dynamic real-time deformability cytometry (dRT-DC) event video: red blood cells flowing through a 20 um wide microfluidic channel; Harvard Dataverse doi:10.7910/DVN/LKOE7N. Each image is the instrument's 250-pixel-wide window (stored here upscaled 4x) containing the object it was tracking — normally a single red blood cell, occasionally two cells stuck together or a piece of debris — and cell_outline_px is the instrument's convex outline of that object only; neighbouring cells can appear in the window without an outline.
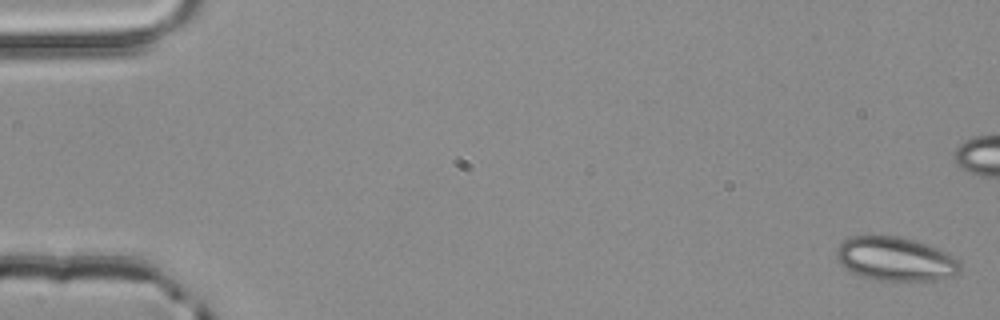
{"species": "common noctule bat (a hibernating species)", "species_latin": "Nyctalus noctula", "temperature_condition": "room temperature", "stored_images_in_passage": 5, "camera_frame_rate_fps": 3000, "um_per_image_px": 0.085, "animal": {"sex": "male", "body_mass_g": 20.4}, "frame": {"image": 1, "passage_image": 1, "time_ms": 0.0, "image_size_px": [1000, 320], "cell_outline_px": [[960, 272], [952, 276], [940, 280], [876, 280], [860, 276], [844, 268], [836, 260], [836, 248], [848, 236], [900, 236], [936, 248], [960, 260]], "centroid_in_image_um": [76.08, 22.02], "position_along_channel_um": 8.9, "area_um2": 31.62}}